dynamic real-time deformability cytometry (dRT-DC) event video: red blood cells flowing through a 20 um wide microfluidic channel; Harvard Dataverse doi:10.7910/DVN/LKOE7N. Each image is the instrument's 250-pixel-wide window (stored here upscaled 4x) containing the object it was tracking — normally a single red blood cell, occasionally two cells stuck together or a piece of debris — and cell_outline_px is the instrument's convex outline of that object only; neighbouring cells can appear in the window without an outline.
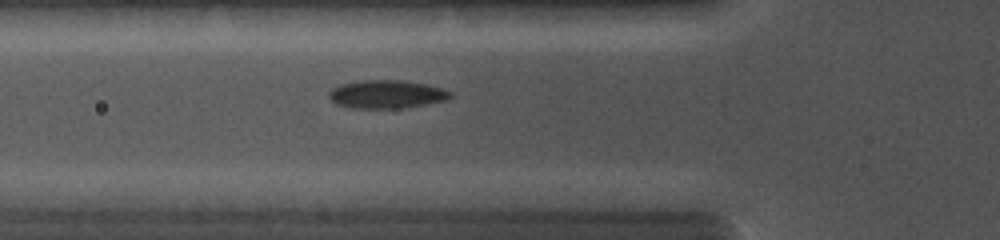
{"species": "common noctule bat (a hibernating species)", "species_latin": "Nyctalus noctula", "temperature_condition": "cold", "stored_images_in_passage": 30, "camera_frame_rate_fps": 5000, "um_per_image_px": 0.085, "animal": {"sex": "female", "body_mass_g": 19.0, "forearm_length_mm": 56.7}, "frame": {"image": 1, "passage_image": 8, "time_ms": 3.8, "image_size_px": [1000, 240], "cell_outline_px": [[452, 96], [444, 100], [404, 108], [348, 108], [336, 104], [328, 96], [328, 92], [332, 88], [340, 84], [360, 80], [400, 80], [424, 84], [444, 88], [452, 92]], "centroid_in_image_um": [32.82, 8.01], "position_along_channel_um": 93.0, "area_um2": 20.0}}
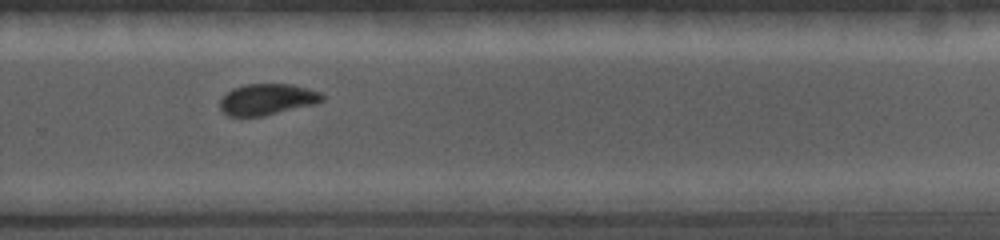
{"frame": {"image": 2, "passage_image": 21, "time_ms": 8.6, "image_size_px": [1000, 240], "cell_outline_px": [[324, 100], [316, 104], [264, 116], [228, 116], [220, 108], [220, 100], [232, 88], [248, 84], [288, 84], [308, 88], [320, 92], [324, 96]], "centroid_in_image_um": [22.74, 8.45], "position_along_channel_um": 307.1, "area_um2": 18.55}}
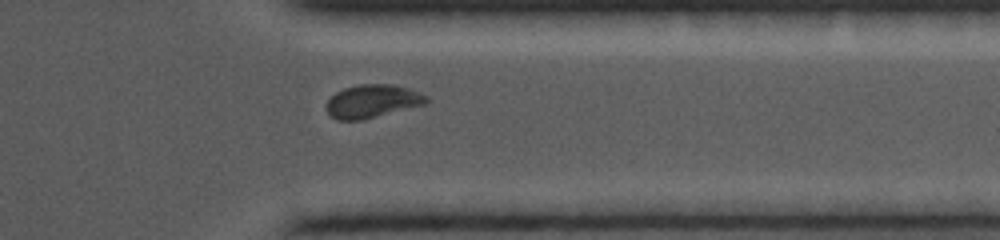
{"frame": {"image": 3, "passage_image": 26, "time_ms": 10.2, "image_size_px": [1000, 240], "cell_outline_px": [[428, 100], [424, 104], [360, 120], [336, 120], [328, 112], [328, 100], [336, 92], [344, 88], [360, 84], [392, 84], [408, 88], [420, 92], [428, 96]], "centroid_in_image_um": [31.66, 8.59], "position_along_channel_um": 379.7, "area_um2": 18.96}}